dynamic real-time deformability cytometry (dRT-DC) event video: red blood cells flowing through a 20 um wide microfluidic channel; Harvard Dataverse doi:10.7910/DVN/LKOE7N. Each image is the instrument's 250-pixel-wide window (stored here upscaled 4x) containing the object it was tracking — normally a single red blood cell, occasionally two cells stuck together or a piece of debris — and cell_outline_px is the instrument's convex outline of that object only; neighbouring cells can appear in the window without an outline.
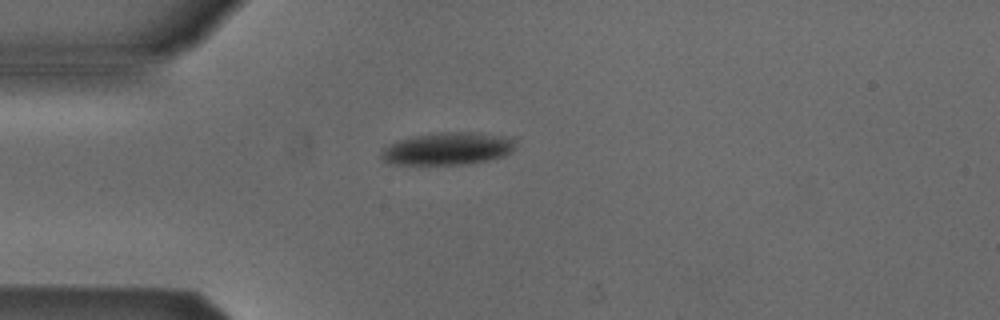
{"species": "Egyptian fruit bat (a non-hibernating species)", "species_latin": "Rousettus aegyptiacus", "temperature_condition": "cold", "stored_images_in_passage": 5, "camera_frame_rate_fps": 3000, "um_per_image_px": 0.085, "animal": {"sex": "male"}, "frame": {"image": 1, "passage_image": 5, "time_ms": 1.333, "image_size_px": [1000, 320], "cell_outline_px": [[512, 152], [504, 156], [488, 160], [468, 164], [388, 164], [380, 156], [396, 140], [436, 132], [472, 132], [512, 136]], "centroid_in_image_um": [38.1, 12.63], "position_along_channel_um": 46.9, "area_um2": 25.14}}